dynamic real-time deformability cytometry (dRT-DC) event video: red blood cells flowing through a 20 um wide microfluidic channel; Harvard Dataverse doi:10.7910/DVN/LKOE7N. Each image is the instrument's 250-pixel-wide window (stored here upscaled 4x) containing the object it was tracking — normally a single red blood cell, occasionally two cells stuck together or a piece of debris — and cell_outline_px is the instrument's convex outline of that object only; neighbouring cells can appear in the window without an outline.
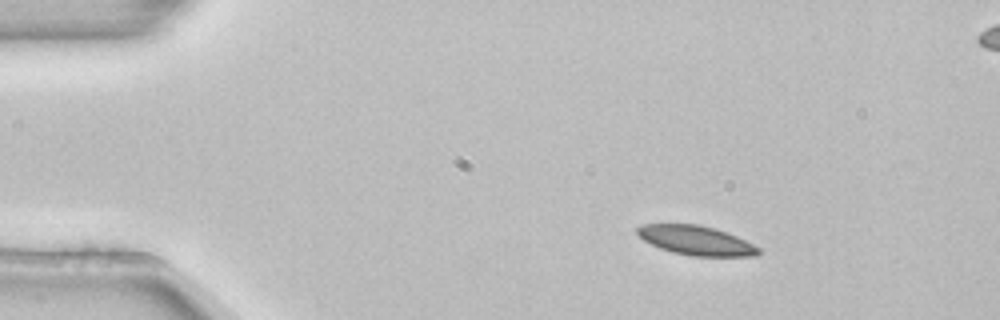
{"species": "common noctule bat (a hibernating species)", "species_latin": "Nyctalus noctula", "temperature_condition": "room temperature", "stored_images_in_passage": 4, "segment_of_instrument_passage": [1, 2], "camera_frame_rate_fps": 3000, "um_per_image_px": 0.085, "animal": {"sex": "female", "body_mass_g": 22.7, "forearm_length_mm": 54.2}, "frame": {"image": 1, "passage_image": 1, "time_ms": 0.0, "image_size_px": [1000, 320], "cell_outline_px": [[760, 252], [756, 256], [692, 256], [672, 252], [660, 248], [644, 240], [636, 232], [636, 228], [644, 224], [696, 224], [716, 228], [736, 236], [760, 248]], "centroid_in_image_um": [59.17, 20.43], "position_along_channel_um": 25.8, "area_um2": 20.58}}